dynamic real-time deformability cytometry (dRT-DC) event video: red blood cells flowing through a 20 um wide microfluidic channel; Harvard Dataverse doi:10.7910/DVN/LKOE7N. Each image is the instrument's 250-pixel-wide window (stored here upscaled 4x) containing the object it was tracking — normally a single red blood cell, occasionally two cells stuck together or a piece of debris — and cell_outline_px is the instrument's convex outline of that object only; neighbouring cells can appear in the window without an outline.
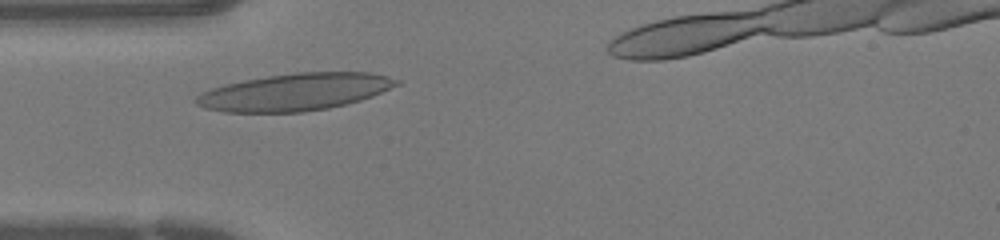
{"species": "human", "species_latin": "Homo sapiens", "temperature_condition": "warm", "stored_images_in_passage": 30, "camera_frame_rate_fps": 3000, "um_per_image_px": 0.085, "donor": {"sex": "female"}, "frame": {"image": 1, "passage_image": 6, "time_ms": 1.667, "image_size_px": [1000, 240], "cell_outline_px": [[400, 84], [372, 96], [360, 100], [328, 108], [304, 112], [224, 112], [204, 108], [196, 104], [192, 100], [200, 92], [212, 88], [244, 80], [268, 76], [296, 72], [372, 72], [388, 76], [400, 80]], "centroid_in_image_um": [25.06, 7.82], "position_along_channel_um": 59.9, "area_um2": 43.41}}
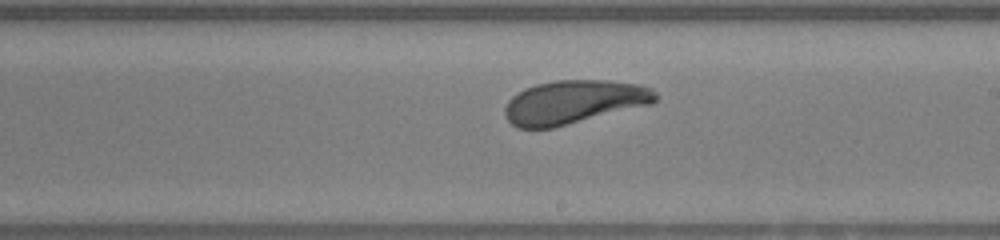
{"frame": {"image": 2, "passage_image": 18, "time_ms": 5.667, "image_size_px": [1000, 240], "cell_outline_px": [[656, 100], [652, 104], [552, 128], [516, 128], [504, 116], [504, 108], [508, 100], [512, 96], [524, 88], [536, 84], [556, 80], [604, 80], [640, 84], [652, 88], [656, 92]], "centroid_in_image_um": [48.76, 8.67], "position_along_channel_um": 240.2, "area_um2": 38.38}}
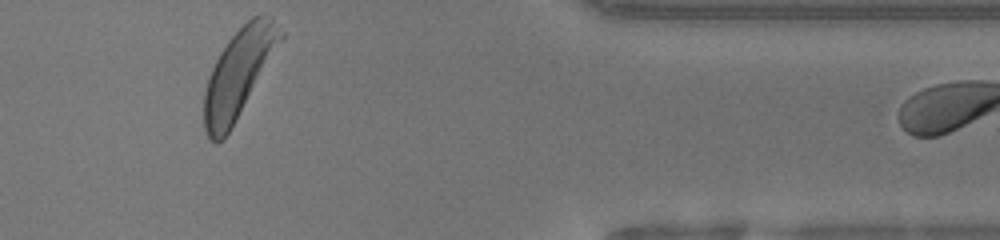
{"frame": {"image": 3, "passage_image": 30, "time_ms": 9.667, "image_size_px": [1000, 240], "cell_outline_px": [[284, 36], [228, 132], [216, 144], [204, 132], [204, 92], [208, 76], [220, 52], [228, 40], [252, 16], [260, 12], [264, 12], [272, 20]], "centroid_in_image_um": [20.24, 6.21], "position_along_channel_um": 391.2, "area_um2": 37.92}}